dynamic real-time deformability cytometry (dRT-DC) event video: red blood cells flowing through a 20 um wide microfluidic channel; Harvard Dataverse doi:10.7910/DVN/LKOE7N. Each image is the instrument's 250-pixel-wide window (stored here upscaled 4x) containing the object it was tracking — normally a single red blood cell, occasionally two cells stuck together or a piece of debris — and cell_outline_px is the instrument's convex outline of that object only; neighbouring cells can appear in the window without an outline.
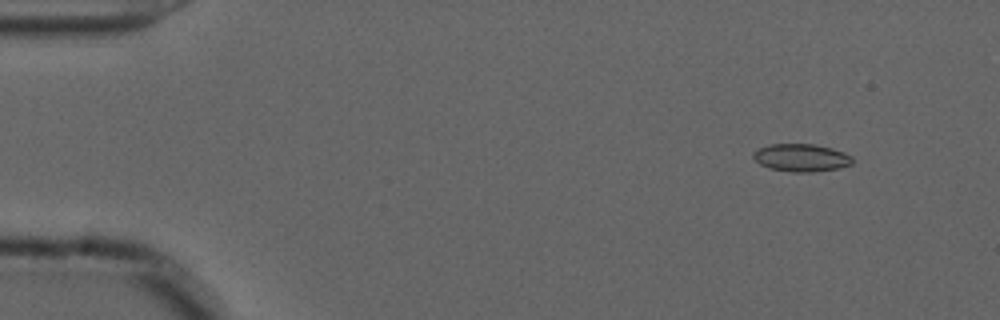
{"species": "common noctule bat (a hibernating species)", "species_latin": "Nyctalus noctula", "temperature_condition": "cold", "stored_images_in_passage": 55, "camera_frame_rate_fps": 3000, "um_per_image_px": 0.085, "animal": {"sex": "male", "forearm_length_mm": 52.5}, "frame": {"image": 1, "passage_image": 5, "time_ms": 1.333, "image_size_px": [1000, 320], "cell_outline_px": [[852, 164], [840, 168], [812, 172], [792, 172], [768, 168], [760, 164], [752, 156], [752, 152], [760, 148], [772, 144], [812, 144], [832, 148], [844, 152], [852, 156]], "centroid_in_image_um": [68.12, 13.41], "position_along_channel_um": 16.9, "area_um2": 16.01}}
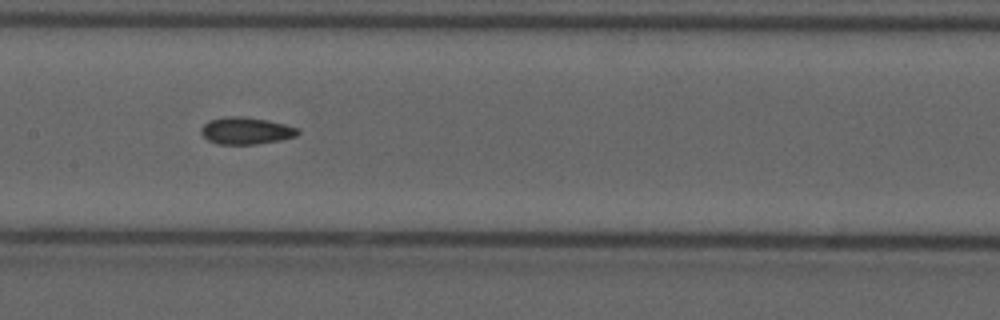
{"frame": {"image": 2, "passage_image": 27, "time_ms": 8.667, "image_size_px": [1000, 320], "cell_outline_px": [[300, 132], [296, 136], [280, 140], [256, 144], [220, 144], [208, 140], [200, 132], [200, 128], [208, 120], [228, 116], [244, 116], [268, 120], [300, 128]], "centroid_in_image_um": [20.92, 11.1], "position_along_channel_um": 186.5, "area_um2": 15.32}}
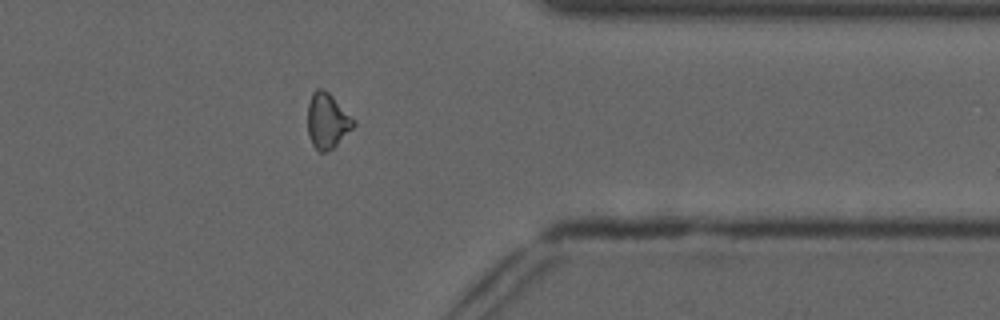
{"frame": {"image": 3, "passage_image": 44, "time_ms": 14.333, "image_size_px": [1000, 320], "cell_outline_px": [[356, 124], [332, 148], [324, 152], [320, 152], [312, 144], [308, 136], [308, 104], [312, 92], [316, 88], [324, 88], [356, 120]], "centroid_in_image_um": [27.81, 10.24], "position_along_channel_um": 383.6, "area_um2": 14.68}, "authors_computed_cell_mechanics": {"area_um2": 15.2014, "velocity_mm_per_s": 3.6917, "shape_relaxation_time_tau1_ms": null, "shape_relaxation_time_tau2_ms": 5.5839, "deformation_change_tau1": null, "deformation_change_tau2": 0.1106}}